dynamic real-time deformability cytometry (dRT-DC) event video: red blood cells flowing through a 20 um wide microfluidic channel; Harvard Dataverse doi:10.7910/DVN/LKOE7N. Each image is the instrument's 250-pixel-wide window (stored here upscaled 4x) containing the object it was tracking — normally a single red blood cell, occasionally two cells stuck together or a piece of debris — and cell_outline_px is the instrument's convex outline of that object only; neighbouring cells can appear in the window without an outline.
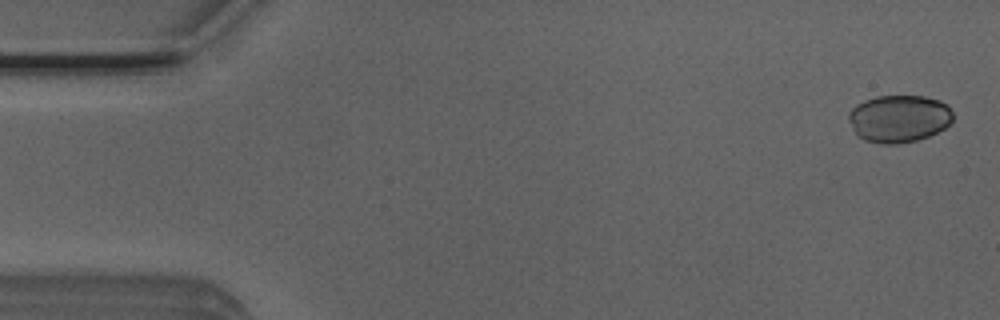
{"species": "Egyptian fruit bat (a non-hibernating species)", "species_latin": "Rousettus aegyptiacus", "temperature_condition": "room temperature", "stored_images_in_passage": 8, "camera_frame_rate_fps": 3000, "um_per_image_px": 0.085, "animal": {"sex": "male"}, "frame": {"image": 1, "passage_image": 2, "time_ms": 0.333, "image_size_px": [1000, 320], "cell_outline_px": [[952, 120], [944, 128], [928, 136], [916, 140], [896, 144], [884, 144], [864, 140], [852, 128], [848, 120], [848, 112], [856, 104], [864, 100], [876, 96], [924, 96], [940, 100], [948, 104], [952, 112]], "centroid_in_image_um": [76.4, 10.06], "position_along_channel_um": 8.6, "area_um2": 28.84}}